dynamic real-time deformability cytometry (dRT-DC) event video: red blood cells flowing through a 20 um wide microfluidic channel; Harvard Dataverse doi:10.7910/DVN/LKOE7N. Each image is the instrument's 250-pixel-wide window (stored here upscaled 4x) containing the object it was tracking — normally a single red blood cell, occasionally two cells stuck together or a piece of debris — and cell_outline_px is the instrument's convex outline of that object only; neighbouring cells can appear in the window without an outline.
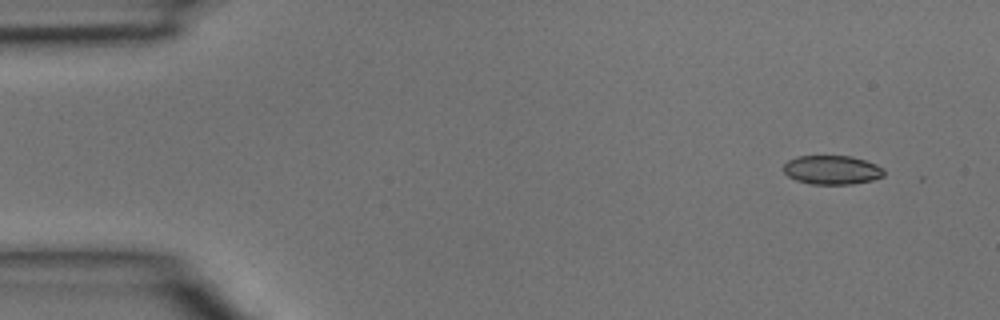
{"species": "common noctule bat (a hibernating species)", "species_latin": "Nyctalus noctula", "temperature_condition": "room temperature", "stored_images_in_passage": 4, "camera_frame_rate_fps": 3000, "um_per_image_px": 0.085, "animal": {"sex": "male", "body_mass_g": 15.6}, "frame": {"image": 1, "passage_image": 1, "time_ms": 0.0, "image_size_px": [1000, 320], "cell_outline_px": [[884, 176], [872, 180], [852, 184], [812, 184], [796, 180], [788, 176], [784, 172], [784, 164], [788, 160], [796, 156], [852, 156], [876, 164], [884, 168]], "centroid_in_image_um": [70.72, 14.44], "position_along_channel_um": 14.3, "area_um2": 16.99}}